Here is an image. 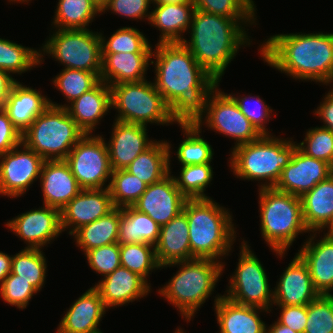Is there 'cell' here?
Listing matches in <instances>:
<instances>
[{
  "label": "cell",
  "mask_w": 333,
  "mask_h": 333,
  "mask_svg": "<svg viewBox=\"0 0 333 333\" xmlns=\"http://www.w3.org/2000/svg\"><path fill=\"white\" fill-rule=\"evenodd\" d=\"M152 51L155 88L169 105L174 124H197L210 93L219 81L210 75L182 43H157Z\"/></svg>",
  "instance_id": "cell-1"
},
{
  "label": "cell",
  "mask_w": 333,
  "mask_h": 333,
  "mask_svg": "<svg viewBox=\"0 0 333 333\" xmlns=\"http://www.w3.org/2000/svg\"><path fill=\"white\" fill-rule=\"evenodd\" d=\"M258 49L268 66L292 79L333 86V32L274 34Z\"/></svg>",
  "instance_id": "cell-2"
},
{
  "label": "cell",
  "mask_w": 333,
  "mask_h": 333,
  "mask_svg": "<svg viewBox=\"0 0 333 333\" xmlns=\"http://www.w3.org/2000/svg\"><path fill=\"white\" fill-rule=\"evenodd\" d=\"M256 19L228 18L195 9L186 33L190 34L189 40L185 38L181 43L220 85L225 70L241 47L251 45L253 39H250L247 27L258 25Z\"/></svg>",
  "instance_id": "cell-3"
},
{
  "label": "cell",
  "mask_w": 333,
  "mask_h": 333,
  "mask_svg": "<svg viewBox=\"0 0 333 333\" xmlns=\"http://www.w3.org/2000/svg\"><path fill=\"white\" fill-rule=\"evenodd\" d=\"M183 211L187 217L194 258L222 262L231 254L238 232L229 208L226 209L213 198H197L187 199Z\"/></svg>",
  "instance_id": "cell-4"
},
{
  "label": "cell",
  "mask_w": 333,
  "mask_h": 333,
  "mask_svg": "<svg viewBox=\"0 0 333 333\" xmlns=\"http://www.w3.org/2000/svg\"><path fill=\"white\" fill-rule=\"evenodd\" d=\"M225 262L213 259H191L161 266V269L177 266V272L158 293L190 322L209 299L225 269ZM179 266V267H178Z\"/></svg>",
  "instance_id": "cell-5"
},
{
  "label": "cell",
  "mask_w": 333,
  "mask_h": 333,
  "mask_svg": "<svg viewBox=\"0 0 333 333\" xmlns=\"http://www.w3.org/2000/svg\"><path fill=\"white\" fill-rule=\"evenodd\" d=\"M296 148L297 142L293 138L262 135L255 141L232 147L228 166L237 178L262 181L259 189L271 188L276 185Z\"/></svg>",
  "instance_id": "cell-6"
},
{
  "label": "cell",
  "mask_w": 333,
  "mask_h": 333,
  "mask_svg": "<svg viewBox=\"0 0 333 333\" xmlns=\"http://www.w3.org/2000/svg\"><path fill=\"white\" fill-rule=\"evenodd\" d=\"M258 192L261 237L281 259L299 234L310 233L303 220L301 199L274 187Z\"/></svg>",
  "instance_id": "cell-7"
},
{
  "label": "cell",
  "mask_w": 333,
  "mask_h": 333,
  "mask_svg": "<svg viewBox=\"0 0 333 333\" xmlns=\"http://www.w3.org/2000/svg\"><path fill=\"white\" fill-rule=\"evenodd\" d=\"M84 135L65 107L50 105L22 133V142L45 161L65 160Z\"/></svg>",
  "instance_id": "cell-8"
},
{
  "label": "cell",
  "mask_w": 333,
  "mask_h": 333,
  "mask_svg": "<svg viewBox=\"0 0 333 333\" xmlns=\"http://www.w3.org/2000/svg\"><path fill=\"white\" fill-rule=\"evenodd\" d=\"M111 109H116L115 120L140 124H173L169 105L155 88L153 81L124 82L110 86Z\"/></svg>",
  "instance_id": "cell-9"
},
{
  "label": "cell",
  "mask_w": 333,
  "mask_h": 333,
  "mask_svg": "<svg viewBox=\"0 0 333 333\" xmlns=\"http://www.w3.org/2000/svg\"><path fill=\"white\" fill-rule=\"evenodd\" d=\"M39 48L40 65L52 57L67 69L101 72L102 50L99 32L89 29H53Z\"/></svg>",
  "instance_id": "cell-10"
},
{
  "label": "cell",
  "mask_w": 333,
  "mask_h": 333,
  "mask_svg": "<svg viewBox=\"0 0 333 333\" xmlns=\"http://www.w3.org/2000/svg\"><path fill=\"white\" fill-rule=\"evenodd\" d=\"M242 240L237 267L229 277L223 296L240 305L272 311L274 293L266 269L249 243Z\"/></svg>",
  "instance_id": "cell-11"
},
{
  "label": "cell",
  "mask_w": 333,
  "mask_h": 333,
  "mask_svg": "<svg viewBox=\"0 0 333 333\" xmlns=\"http://www.w3.org/2000/svg\"><path fill=\"white\" fill-rule=\"evenodd\" d=\"M105 140L100 134H85L65 158L82 189L109 188L112 169Z\"/></svg>",
  "instance_id": "cell-12"
},
{
  "label": "cell",
  "mask_w": 333,
  "mask_h": 333,
  "mask_svg": "<svg viewBox=\"0 0 333 333\" xmlns=\"http://www.w3.org/2000/svg\"><path fill=\"white\" fill-rule=\"evenodd\" d=\"M196 125L199 128L205 125L204 127L218 134L234 139V147L250 143L262 136L240 111L234 99L220 90L219 84L208 96L205 114Z\"/></svg>",
  "instance_id": "cell-13"
},
{
  "label": "cell",
  "mask_w": 333,
  "mask_h": 333,
  "mask_svg": "<svg viewBox=\"0 0 333 333\" xmlns=\"http://www.w3.org/2000/svg\"><path fill=\"white\" fill-rule=\"evenodd\" d=\"M44 161L23 142L0 155V195L13 199L23 196L40 178Z\"/></svg>",
  "instance_id": "cell-14"
},
{
  "label": "cell",
  "mask_w": 333,
  "mask_h": 333,
  "mask_svg": "<svg viewBox=\"0 0 333 333\" xmlns=\"http://www.w3.org/2000/svg\"><path fill=\"white\" fill-rule=\"evenodd\" d=\"M5 226L29 249H43L63 232L60 210L47 205L21 213L8 220Z\"/></svg>",
  "instance_id": "cell-15"
},
{
  "label": "cell",
  "mask_w": 333,
  "mask_h": 333,
  "mask_svg": "<svg viewBox=\"0 0 333 333\" xmlns=\"http://www.w3.org/2000/svg\"><path fill=\"white\" fill-rule=\"evenodd\" d=\"M170 150V173L158 182L147 185L146 190L133 205L139 212L149 215L158 225L162 226L171 221L183 211L187 198L180 192L172 177L171 150Z\"/></svg>",
  "instance_id": "cell-16"
},
{
  "label": "cell",
  "mask_w": 333,
  "mask_h": 333,
  "mask_svg": "<svg viewBox=\"0 0 333 333\" xmlns=\"http://www.w3.org/2000/svg\"><path fill=\"white\" fill-rule=\"evenodd\" d=\"M332 173L327 162L312 158L297 147L274 188L301 197Z\"/></svg>",
  "instance_id": "cell-17"
},
{
  "label": "cell",
  "mask_w": 333,
  "mask_h": 333,
  "mask_svg": "<svg viewBox=\"0 0 333 333\" xmlns=\"http://www.w3.org/2000/svg\"><path fill=\"white\" fill-rule=\"evenodd\" d=\"M116 207L109 188L82 189L60 210L62 231L71 236L81 226L106 216Z\"/></svg>",
  "instance_id": "cell-18"
},
{
  "label": "cell",
  "mask_w": 333,
  "mask_h": 333,
  "mask_svg": "<svg viewBox=\"0 0 333 333\" xmlns=\"http://www.w3.org/2000/svg\"><path fill=\"white\" fill-rule=\"evenodd\" d=\"M320 232H310L297 254L307 264L312 283L320 295H333V234L329 231L318 240Z\"/></svg>",
  "instance_id": "cell-19"
},
{
  "label": "cell",
  "mask_w": 333,
  "mask_h": 333,
  "mask_svg": "<svg viewBox=\"0 0 333 333\" xmlns=\"http://www.w3.org/2000/svg\"><path fill=\"white\" fill-rule=\"evenodd\" d=\"M147 127L113 121L111 136L106 142L112 171L125 169L139 154L157 141L148 137Z\"/></svg>",
  "instance_id": "cell-20"
},
{
  "label": "cell",
  "mask_w": 333,
  "mask_h": 333,
  "mask_svg": "<svg viewBox=\"0 0 333 333\" xmlns=\"http://www.w3.org/2000/svg\"><path fill=\"white\" fill-rule=\"evenodd\" d=\"M273 287L274 305H308L320 294L315 290L307 264L296 253Z\"/></svg>",
  "instance_id": "cell-21"
},
{
  "label": "cell",
  "mask_w": 333,
  "mask_h": 333,
  "mask_svg": "<svg viewBox=\"0 0 333 333\" xmlns=\"http://www.w3.org/2000/svg\"><path fill=\"white\" fill-rule=\"evenodd\" d=\"M93 287L108 309L139 301L152 291V286L141 276L122 266L103 277Z\"/></svg>",
  "instance_id": "cell-22"
},
{
  "label": "cell",
  "mask_w": 333,
  "mask_h": 333,
  "mask_svg": "<svg viewBox=\"0 0 333 333\" xmlns=\"http://www.w3.org/2000/svg\"><path fill=\"white\" fill-rule=\"evenodd\" d=\"M50 105L65 107L72 119L85 134L95 133L96 127L111 110V89L99 81L92 89L69 104H58L50 99Z\"/></svg>",
  "instance_id": "cell-23"
},
{
  "label": "cell",
  "mask_w": 333,
  "mask_h": 333,
  "mask_svg": "<svg viewBox=\"0 0 333 333\" xmlns=\"http://www.w3.org/2000/svg\"><path fill=\"white\" fill-rule=\"evenodd\" d=\"M106 311L108 308L92 286L70 305L56 333H103L99 325Z\"/></svg>",
  "instance_id": "cell-24"
},
{
  "label": "cell",
  "mask_w": 333,
  "mask_h": 333,
  "mask_svg": "<svg viewBox=\"0 0 333 333\" xmlns=\"http://www.w3.org/2000/svg\"><path fill=\"white\" fill-rule=\"evenodd\" d=\"M39 181L43 205L58 210L82 190L65 160L44 161Z\"/></svg>",
  "instance_id": "cell-25"
},
{
  "label": "cell",
  "mask_w": 333,
  "mask_h": 333,
  "mask_svg": "<svg viewBox=\"0 0 333 333\" xmlns=\"http://www.w3.org/2000/svg\"><path fill=\"white\" fill-rule=\"evenodd\" d=\"M214 298V311L220 329L217 333L267 332V325L259 315L271 311L237 304L222 294H216Z\"/></svg>",
  "instance_id": "cell-26"
},
{
  "label": "cell",
  "mask_w": 333,
  "mask_h": 333,
  "mask_svg": "<svg viewBox=\"0 0 333 333\" xmlns=\"http://www.w3.org/2000/svg\"><path fill=\"white\" fill-rule=\"evenodd\" d=\"M151 56L152 53H102L100 80L109 86L148 80Z\"/></svg>",
  "instance_id": "cell-27"
},
{
  "label": "cell",
  "mask_w": 333,
  "mask_h": 333,
  "mask_svg": "<svg viewBox=\"0 0 333 333\" xmlns=\"http://www.w3.org/2000/svg\"><path fill=\"white\" fill-rule=\"evenodd\" d=\"M39 90L17 81L2 106L21 133L50 106V98L42 95V91Z\"/></svg>",
  "instance_id": "cell-28"
},
{
  "label": "cell",
  "mask_w": 333,
  "mask_h": 333,
  "mask_svg": "<svg viewBox=\"0 0 333 333\" xmlns=\"http://www.w3.org/2000/svg\"><path fill=\"white\" fill-rule=\"evenodd\" d=\"M154 247L160 266L195 259L191 254L189 227L184 211L160 226L159 238Z\"/></svg>",
  "instance_id": "cell-29"
},
{
  "label": "cell",
  "mask_w": 333,
  "mask_h": 333,
  "mask_svg": "<svg viewBox=\"0 0 333 333\" xmlns=\"http://www.w3.org/2000/svg\"><path fill=\"white\" fill-rule=\"evenodd\" d=\"M300 199L303 220L309 232L330 231L333 227V173Z\"/></svg>",
  "instance_id": "cell-30"
},
{
  "label": "cell",
  "mask_w": 333,
  "mask_h": 333,
  "mask_svg": "<svg viewBox=\"0 0 333 333\" xmlns=\"http://www.w3.org/2000/svg\"><path fill=\"white\" fill-rule=\"evenodd\" d=\"M148 24L161 34L157 43H181L189 31L195 7L193 3L153 4Z\"/></svg>",
  "instance_id": "cell-31"
},
{
  "label": "cell",
  "mask_w": 333,
  "mask_h": 333,
  "mask_svg": "<svg viewBox=\"0 0 333 333\" xmlns=\"http://www.w3.org/2000/svg\"><path fill=\"white\" fill-rule=\"evenodd\" d=\"M147 185L160 181L170 173V150L167 140H158L139 154L126 168Z\"/></svg>",
  "instance_id": "cell-32"
},
{
  "label": "cell",
  "mask_w": 333,
  "mask_h": 333,
  "mask_svg": "<svg viewBox=\"0 0 333 333\" xmlns=\"http://www.w3.org/2000/svg\"><path fill=\"white\" fill-rule=\"evenodd\" d=\"M120 217L121 208H115L106 216L81 226L71 235L76 246L85 254L91 249L118 243Z\"/></svg>",
  "instance_id": "cell-33"
},
{
  "label": "cell",
  "mask_w": 333,
  "mask_h": 333,
  "mask_svg": "<svg viewBox=\"0 0 333 333\" xmlns=\"http://www.w3.org/2000/svg\"><path fill=\"white\" fill-rule=\"evenodd\" d=\"M160 234L158 225L149 215L139 212L133 206L121 208L119 220V244H155Z\"/></svg>",
  "instance_id": "cell-34"
},
{
  "label": "cell",
  "mask_w": 333,
  "mask_h": 333,
  "mask_svg": "<svg viewBox=\"0 0 333 333\" xmlns=\"http://www.w3.org/2000/svg\"><path fill=\"white\" fill-rule=\"evenodd\" d=\"M52 29H89L96 16L103 15L91 0H58Z\"/></svg>",
  "instance_id": "cell-35"
},
{
  "label": "cell",
  "mask_w": 333,
  "mask_h": 333,
  "mask_svg": "<svg viewBox=\"0 0 333 333\" xmlns=\"http://www.w3.org/2000/svg\"><path fill=\"white\" fill-rule=\"evenodd\" d=\"M183 134V139L178 145L176 158L181 166L202 165L211 163L213 160L214 149L210 143L203 138L202 129L196 124L178 125ZM202 136V137H201Z\"/></svg>",
  "instance_id": "cell-36"
},
{
  "label": "cell",
  "mask_w": 333,
  "mask_h": 333,
  "mask_svg": "<svg viewBox=\"0 0 333 333\" xmlns=\"http://www.w3.org/2000/svg\"><path fill=\"white\" fill-rule=\"evenodd\" d=\"M47 260L42 249L24 248L12 255L11 272L40 292L46 282Z\"/></svg>",
  "instance_id": "cell-37"
},
{
  "label": "cell",
  "mask_w": 333,
  "mask_h": 333,
  "mask_svg": "<svg viewBox=\"0 0 333 333\" xmlns=\"http://www.w3.org/2000/svg\"><path fill=\"white\" fill-rule=\"evenodd\" d=\"M40 65L39 50L0 38V69L11 76L22 75Z\"/></svg>",
  "instance_id": "cell-38"
},
{
  "label": "cell",
  "mask_w": 333,
  "mask_h": 333,
  "mask_svg": "<svg viewBox=\"0 0 333 333\" xmlns=\"http://www.w3.org/2000/svg\"><path fill=\"white\" fill-rule=\"evenodd\" d=\"M120 263L141 276L149 285V276L156 269L161 270V266L156 258L155 247L147 243L120 244Z\"/></svg>",
  "instance_id": "cell-39"
},
{
  "label": "cell",
  "mask_w": 333,
  "mask_h": 333,
  "mask_svg": "<svg viewBox=\"0 0 333 333\" xmlns=\"http://www.w3.org/2000/svg\"><path fill=\"white\" fill-rule=\"evenodd\" d=\"M211 164L182 166L179 176L172 174L176 186L187 199L211 198L205 193L214 176Z\"/></svg>",
  "instance_id": "cell-40"
},
{
  "label": "cell",
  "mask_w": 333,
  "mask_h": 333,
  "mask_svg": "<svg viewBox=\"0 0 333 333\" xmlns=\"http://www.w3.org/2000/svg\"><path fill=\"white\" fill-rule=\"evenodd\" d=\"M102 53H152V45L146 35L134 27L118 28L108 39L99 32Z\"/></svg>",
  "instance_id": "cell-41"
},
{
  "label": "cell",
  "mask_w": 333,
  "mask_h": 333,
  "mask_svg": "<svg viewBox=\"0 0 333 333\" xmlns=\"http://www.w3.org/2000/svg\"><path fill=\"white\" fill-rule=\"evenodd\" d=\"M100 73L63 68L53 77L52 83L69 104L92 89L100 81Z\"/></svg>",
  "instance_id": "cell-42"
},
{
  "label": "cell",
  "mask_w": 333,
  "mask_h": 333,
  "mask_svg": "<svg viewBox=\"0 0 333 333\" xmlns=\"http://www.w3.org/2000/svg\"><path fill=\"white\" fill-rule=\"evenodd\" d=\"M146 188L145 182L125 169L112 171L109 191L116 208L133 206Z\"/></svg>",
  "instance_id": "cell-43"
},
{
  "label": "cell",
  "mask_w": 333,
  "mask_h": 333,
  "mask_svg": "<svg viewBox=\"0 0 333 333\" xmlns=\"http://www.w3.org/2000/svg\"><path fill=\"white\" fill-rule=\"evenodd\" d=\"M253 0H192L195 9L228 18H257Z\"/></svg>",
  "instance_id": "cell-44"
},
{
  "label": "cell",
  "mask_w": 333,
  "mask_h": 333,
  "mask_svg": "<svg viewBox=\"0 0 333 333\" xmlns=\"http://www.w3.org/2000/svg\"><path fill=\"white\" fill-rule=\"evenodd\" d=\"M297 147L306 155L327 162L333 168V131L321 126L309 128Z\"/></svg>",
  "instance_id": "cell-45"
},
{
  "label": "cell",
  "mask_w": 333,
  "mask_h": 333,
  "mask_svg": "<svg viewBox=\"0 0 333 333\" xmlns=\"http://www.w3.org/2000/svg\"><path fill=\"white\" fill-rule=\"evenodd\" d=\"M229 95L234 99L240 111L251 121L252 125L261 135H273V133L271 134V132L268 131L269 128L266 126V124L270 122L273 109L268 106L259 95L252 96L248 94V96H240L235 93H229Z\"/></svg>",
  "instance_id": "cell-46"
},
{
  "label": "cell",
  "mask_w": 333,
  "mask_h": 333,
  "mask_svg": "<svg viewBox=\"0 0 333 333\" xmlns=\"http://www.w3.org/2000/svg\"><path fill=\"white\" fill-rule=\"evenodd\" d=\"M304 333H333V295H319L307 305Z\"/></svg>",
  "instance_id": "cell-47"
},
{
  "label": "cell",
  "mask_w": 333,
  "mask_h": 333,
  "mask_svg": "<svg viewBox=\"0 0 333 333\" xmlns=\"http://www.w3.org/2000/svg\"><path fill=\"white\" fill-rule=\"evenodd\" d=\"M38 291L27 281L19 279L12 272L0 285V297L8 305L15 306L19 310L25 309Z\"/></svg>",
  "instance_id": "cell-48"
},
{
  "label": "cell",
  "mask_w": 333,
  "mask_h": 333,
  "mask_svg": "<svg viewBox=\"0 0 333 333\" xmlns=\"http://www.w3.org/2000/svg\"><path fill=\"white\" fill-rule=\"evenodd\" d=\"M91 270L105 277L121 266L120 244L113 243L97 247L87 251L85 254Z\"/></svg>",
  "instance_id": "cell-49"
},
{
  "label": "cell",
  "mask_w": 333,
  "mask_h": 333,
  "mask_svg": "<svg viewBox=\"0 0 333 333\" xmlns=\"http://www.w3.org/2000/svg\"><path fill=\"white\" fill-rule=\"evenodd\" d=\"M152 0H108L106 6L102 9L101 13L106 11L119 15L129 20L143 19L150 20ZM150 8V9H149Z\"/></svg>",
  "instance_id": "cell-50"
},
{
  "label": "cell",
  "mask_w": 333,
  "mask_h": 333,
  "mask_svg": "<svg viewBox=\"0 0 333 333\" xmlns=\"http://www.w3.org/2000/svg\"><path fill=\"white\" fill-rule=\"evenodd\" d=\"M280 310V317L276 320L297 333H304L307 324V305H274Z\"/></svg>",
  "instance_id": "cell-51"
},
{
  "label": "cell",
  "mask_w": 333,
  "mask_h": 333,
  "mask_svg": "<svg viewBox=\"0 0 333 333\" xmlns=\"http://www.w3.org/2000/svg\"><path fill=\"white\" fill-rule=\"evenodd\" d=\"M22 142V133L13 125L7 112L0 107V155Z\"/></svg>",
  "instance_id": "cell-52"
},
{
  "label": "cell",
  "mask_w": 333,
  "mask_h": 333,
  "mask_svg": "<svg viewBox=\"0 0 333 333\" xmlns=\"http://www.w3.org/2000/svg\"><path fill=\"white\" fill-rule=\"evenodd\" d=\"M330 88L331 90H329L327 94L325 93L320 105L314 109L313 113L323 122L321 127L333 131V86Z\"/></svg>",
  "instance_id": "cell-53"
},
{
  "label": "cell",
  "mask_w": 333,
  "mask_h": 333,
  "mask_svg": "<svg viewBox=\"0 0 333 333\" xmlns=\"http://www.w3.org/2000/svg\"><path fill=\"white\" fill-rule=\"evenodd\" d=\"M17 81L13 76L0 69V107L4 105L13 85Z\"/></svg>",
  "instance_id": "cell-54"
},
{
  "label": "cell",
  "mask_w": 333,
  "mask_h": 333,
  "mask_svg": "<svg viewBox=\"0 0 333 333\" xmlns=\"http://www.w3.org/2000/svg\"><path fill=\"white\" fill-rule=\"evenodd\" d=\"M12 255L0 251V285L11 273Z\"/></svg>",
  "instance_id": "cell-55"
},
{
  "label": "cell",
  "mask_w": 333,
  "mask_h": 333,
  "mask_svg": "<svg viewBox=\"0 0 333 333\" xmlns=\"http://www.w3.org/2000/svg\"><path fill=\"white\" fill-rule=\"evenodd\" d=\"M266 333H297L293 331L291 328L280 324L278 321H274L270 326L267 325Z\"/></svg>",
  "instance_id": "cell-56"
},
{
  "label": "cell",
  "mask_w": 333,
  "mask_h": 333,
  "mask_svg": "<svg viewBox=\"0 0 333 333\" xmlns=\"http://www.w3.org/2000/svg\"><path fill=\"white\" fill-rule=\"evenodd\" d=\"M192 3V0H152V4H181Z\"/></svg>",
  "instance_id": "cell-57"
},
{
  "label": "cell",
  "mask_w": 333,
  "mask_h": 333,
  "mask_svg": "<svg viewBox=\"0 0 333 333\" xmlns=\"http://www.w3.org/2000/svg\"><path fill=\"white\" fill-rule=\"evenodd\" d=\"M101 11L108 3V0H91Z\"/></svg>",
  "instance_id": "cell-58"
},
{
  "label": "cell",
  "mask_w": 333,
  "mask_h": 333,
  "mask_svg": "<svg viewBox=\"0 0 333 333\" xmlns=\"http://www.w3.org/2000/svg\"><path fill=\"white\" fill-rule=\"evenodd\" d=\"M7 1H8L9 3H12V4H13V3H19V4H20V3H21V4H22V3H23V4H26V3H27V4H30L29 2H31L32 0H7Z\"/></svg>",
  "instance_id": "cell-59"
},
{
  "label": "cell",
  "mask_w": 333,
  "mask_h": 333,
  "mask_svg": "<svg viewBox=\"0 0 333 333\" xmlns=\"http://www.w3.org/2000/svg\"><path fill=\"white\" fill-rule=\"evenodd\" d=\"M186 331H184L182 328H177L176 330H175V332L174 333H185Z\"/></svg>",
  "instance_id": "cell-60"
},
{
  "label": "cell",
  "mask_w": 333,
  "mask_h": 333,
  "mask_svg": "<svg viewBox=\"0 0 333 333\" xmlns=\"http://www.w3.org/2000/svg\"><path fill=\"white\" fill-rule=\"evenodd\" d=\"M331 234H333V227H332V229L329 231Z\"/></svg>",
  "instance_id": "cell-61"
}]
</instances>
